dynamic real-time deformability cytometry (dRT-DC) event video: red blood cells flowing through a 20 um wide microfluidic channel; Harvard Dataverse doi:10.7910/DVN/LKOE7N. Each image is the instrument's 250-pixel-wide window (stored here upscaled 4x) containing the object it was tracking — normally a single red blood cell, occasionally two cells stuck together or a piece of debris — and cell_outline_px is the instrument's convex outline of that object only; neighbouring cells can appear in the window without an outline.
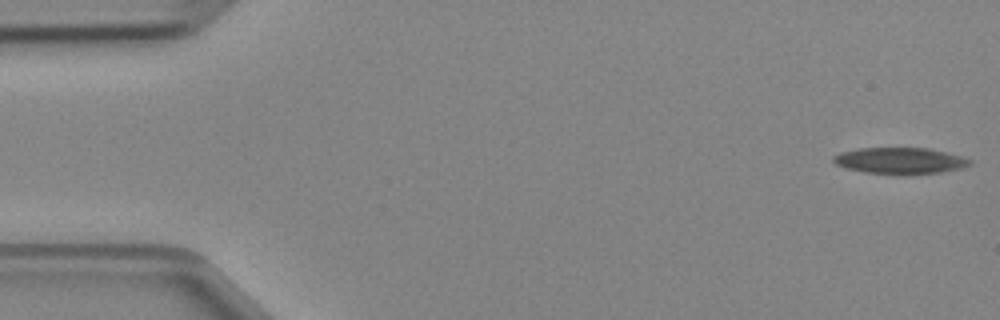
{"species": "Egyptian fruit bat (a non-hibernating species)", "species_latin": "Rousettus aegyptiacus", "temperature_condition": "cold", "stored_images_in_passage": 47, "camera_frame_rate_fps": 3000, "um_per_image_px": 0.085, "animal": {"sex": "female"}, "frame": {"image": 1, "passage_image": 1, "time_ms": 0.0, "image_size_px": [1000, 320], "cell_outline_px": [[972, 164], [960, 168], [940, 172], [908, 176], [900, 176], [864, 172], [844, 168], [836, 164], [832, 160], [832, 156], [840, 152], [856, 148], [928, 148], [960, 156], [972, 160]], "centroid_in_image_um": [76.45, 13.68], "position_along_channel_um": 8.5, "area_um2": 21.39}}
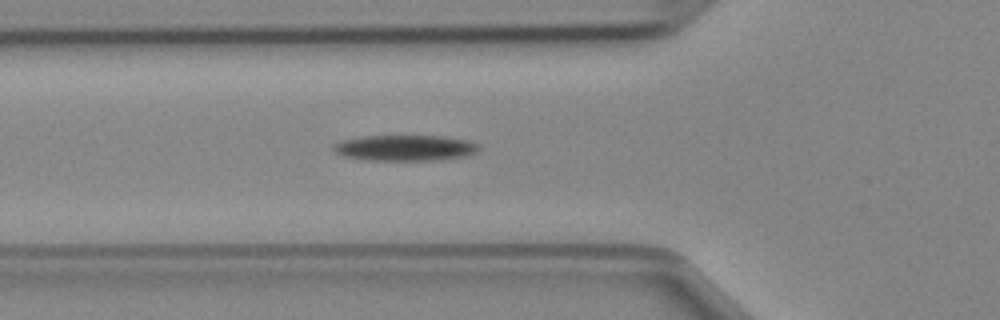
{"frame": {"image": 2, "passage_image": 16, "time_ms": 5.0, "image_size_px": [1000, 320], "cell_outline_px": [[480, 148], [476, 152], [464, 156], [432, 160], [368, 160], [344, 156], [336, 152], [332, 148], [332, 144], [344, 140], [364, 136], [444, 136], [468, 140], [480, 144]], "centroid_in_image_um": [34.45, 12.56], "position_along_channel_um": 91.4, "area_um2": 21.73}}
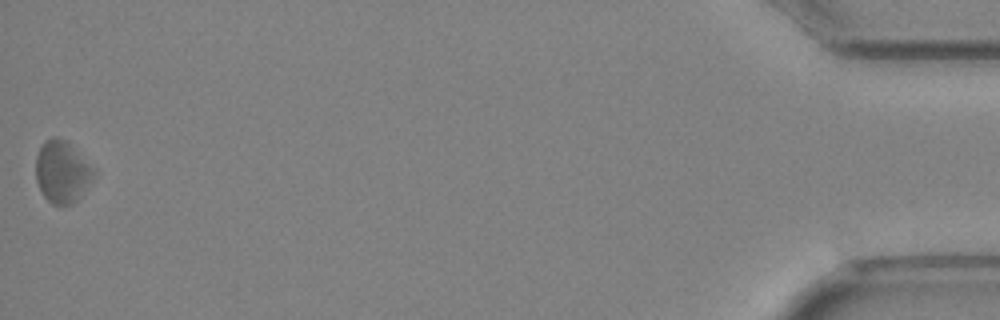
{"frame": {"image": 3, "passage_image": 47, "time_ms": 15.333, "image_size_px": [1000, 320], "cell_outline_px": [[96, 176], [76, 200], [72, 204], [52, 204], [44, 196], [36, 180], [36, 156], [44, 140], [52, 136], [56, 136], [68, 140], [96, 168]], "centroid_in_image_um": [5.32, 14.54], "position_along_channel_um": 429.9, "area_um2": 21.33}}